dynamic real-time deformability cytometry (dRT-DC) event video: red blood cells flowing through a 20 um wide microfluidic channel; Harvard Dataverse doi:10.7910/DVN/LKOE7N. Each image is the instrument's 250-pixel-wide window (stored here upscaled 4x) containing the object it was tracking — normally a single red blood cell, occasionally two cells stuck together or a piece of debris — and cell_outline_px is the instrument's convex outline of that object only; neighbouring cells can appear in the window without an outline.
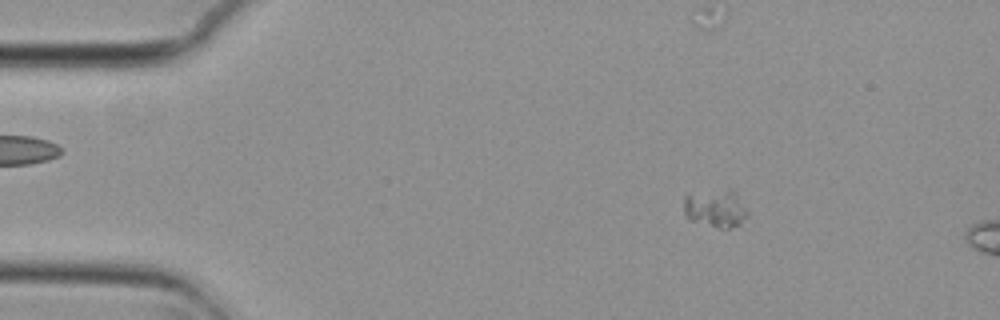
{"species": "common noctule bat (a hibernating species)", "species_latin": "Nyctalus noctula", "temperature_condition": "cold", "stored_images_in_passage": 47, "camera_frame_rate_fps": 3000, "um_per_image_px": 0.085, "animal": {"sex": "female", "body_mass_g": 29.2, "forearm_length_mm": 56.3}, "frame": {"image": 1, "passage_image": 1, "time_ms": 0.0, "image_size_px": [1000, 320], "cell_outline_px": [[748, 216], [740, 224], [728, 228], [720, 228], [688, 220], [684, 216], [684, 196], [728, 188], [732, 188], [736, 192], [748, 212]], "centroid_in_image_um": [60.83, 17.72], "position_along_channel_um": 24.2, "area_um2": 14.1}}